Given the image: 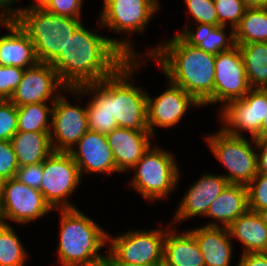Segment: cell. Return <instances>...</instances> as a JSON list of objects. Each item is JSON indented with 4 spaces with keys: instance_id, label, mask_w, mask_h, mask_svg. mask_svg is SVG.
Wrapping results in <instances>:
<instances>
[{
    "instance_id": "cell-1",
    "label": "cell",
    "mask_w": 267,
    "mask_h": 266,
    "mask_svg": "<svg viewBox=\"0 0 267 266\" xmlns=\"http://www.w3.org/2000/svg\"><path fill=\"white\" fill-rule=\"evenodd\" d=\"M125 40L102 37L86 30L82 24L69 37L64 51L50 63L68 88L101 82L112 76L136 53Z\"/></svg>"
},
{
    "instance_id": "cell-2",
    "label": "cell",
    "mask_w": 267,
    "mask_h": 266,
    "mask_svg": "<svg viewBox=\"0 0 267 266\" xmlns=\"http://www.w3.org/2000/svg\"><path fill=\"white\" fill-rule=\"evenodd\" d=\"M149 53L158 60L171 83L201 105L213 103L216 55L190 46L178 34Z\"/></svg>"
},
{
    "instance_id": "cell-3",
    "label": "cell",
    "mask_w": 267,
    "mask_h": 266,
    "mask_svg": "<svg viewBox=\"0 0 267 266\" xmlns=\"http://www.w3.org/2000/svg\"><path fill=\"white\" fill-rule=\"evenodd\" d=\"M14 21L32 40L38 62L50 64L81 25L79 19L48 12L40 5L16 10Z\"/></svg>"
},
{
    "instance_id": "cell-4",
    "label": "cell",
    "mask_w": 267,
    "mask_h": 266,
    "mask_svg": "<svg viewBox=\"0 0 267 266\" xmlns=\"http://www.w3.org/2000/svg\"><path fill=\"white\" fill-rule=\"evenodd\" d=\"M58 255L63 266H78L101 256L108 234L77 208L61 209Z\"/></svg>"
},
{
    "instance_id": "cell-5",
    "label": "cell",
    "mask_w": 267,
    "mask_h": 266,
    "mask_svg": "<svg viewBox=\"0 0 267 266\" xmlns=\"http://www.w3.org/2000/svg\"><path fill=\"white\" fill-rule=\"evenodd\" d=\"M137 60L129 59L108 77V111L119 128L149 131L147 126V93L134 87L128 78ZM127 78V79H126ZM127 80V81H126ZM145 92V93H144Z\"/></svg>"
},
{
    "instance_id": "cell-6",
    "label": "cell",
    "mask_w": 267,
    "mask_h": 266,
    "mask_svg": "<svg viewBox=\"0 0 267 266\" xmlns=\"http://www.w3.org/2000/svg\"><path fill=\"white\" fill-rule=\"evenodd\" d=\"M132 185L151 201L167 196L178 182L179 170L170 153L150 147L137 164Z\"/></svg>"
},
{
    "instance_id": "cell-7",
    "label": "cell",
    "mask_w": 267,
    "mask_h": 266,
    "mask_svg": "<svg viewBox=\"0 0 267 266\" xmlns=\"http://www.w3.org/2000/svg\"><path fill=\"white\" fill-rule=\"evenodd\" d=\"M213 154L229 171L224 176L232 184H249L258 174V157L243 136L227 134L222 129L206 140Z\"/></svg>"
},
{
    "instance_id": "cell-8",
    "label": "cell",
    "mask_w": 267,
    "mask_h": 266,
    "mask_svg": "<svg viewBox=\"0 0 267 266\" xmlns=\"http://www.w3.org/2000/svg\"><path fill=\"white\" fill-rule=\"evenodd\" d=\"M42 168L40 191L45 201L52 209H74L65 198L78 186L82 175L72 156L68 152L53 151L42 162Z\"/></svg>"
},
{
    "instance_id": "cell-9",
    "label": "cell",
    "mask_w": 267,
    "mask_h": 266,
    "mask_svg": "<svg viewBox=\"0 0 267 266\" xmlns=\"http://www.w3.org/2000/svg\"><path fill=\"white\" fill-rule=\"evenodd\" d=\"M162 230L132 231L110 238L109 252L114 262H127L146 266L163 265L164 239Z\"/></svg>"
},
{
    "instance_id": "cell-10",
    "label": "cell",
    "mask_w": 267,
    "mask_h": 266,
    "mask_svg": "<svg viewBox=\"0 0 267 266\" xmlns=\"http://www.w3.org/2000/svg\"><path fill=\"white\" fill-rule=\"evenodd\" d=\"M224 106L220 115L227 124L222 128L224 132L243 136L239 131L247 130L251 138L259 140V131L267 114V89H251L242 99Z\"/></svg>"
},
{
    "instance_id": "cell-11",
    "label": "cell",
    "mask_w": 267,
    "mask_h": 266,
    "mask_svg": "<svg viewBox=\"0 0 267 266\" xmlns=\"http://www.w3.org/2000/svg\"><path fill=\"white\" fill-rule=\"evenodd\" d=\"M51 209L41 191L27 186L15 177L5 180L0 203L3 224H6L4 219L27 223L44 216Z\"/></svg>"
},
{
    "instance_id": "cell-12",
    "label": "cell",
    "mask_w": 267,
    "mask_h": 266,
    "mask_svg": "<svg viewBox=\"0 0 267 266\" xmlns=\"http://www.w3.org/2000/svg\"><path fill=\"white\" fill-rule=\"evenodd\" d=\"M252 88L248 83L239 46L216 55L213 103L242 99Z\"/></svg>"
},
{
    "instance_id": "cell-13",
    "label": "cell",
    "mask_w": 267,
    "mask_h": 266,
    "mask_svg": "<svg viewBox=\"0 0 267 266\" xmlns=\"http://www.w3.org/2000/svg\"><path fill=\"white\" fill-rule=\"evenodd\" d=\"M53 103L50 119L51 146L54 152H68L89 130L87 111L79 106L69 104L70 102H67L64 96L53 97ZM54 136L59 142L58 145L52 143Z\"/></svg>"
},
{
    "instance_id": "cell-14",
    "label": "cell",
    "mask_w": 267,
    "mask_h": 266,
    "mask_svg": "<svg viewBox=\"0 0 267 266\" xmlns=\"http://www.w3.org/2000/svg\"><path fill=\"white\" fill-rule=\"evenodd\" d=\"M158 7L156 0H105L100 23L117 32L143 31Z\"/></svg>"
},
{
    "instance_id": "cell-15",
    "label": "cell",
    "mask_w": 267,
    "mask_h": 266,
    "mask_svg": "<svg viewBox=\"0 0 267 266\" xmlns=\"http://www.w3.org/2000/svg\"><path fill=\"white\" fill-rule=\"evenodd\" d=\"M60 86H62L61 88L65 87L53 66L38 62L24 70L22 80L9 100L16 107L47 102L55 89Z\"/></svg>"
},
{
    "instance_id": "cell-16",
    "label": "cell",
    "mask_w": 267,
    "mask_h": 266,
    "mask_svg": "<svg viewBox=\"0 0 267 266\" xmlns=\"http://www.w3.org/2000/svg\"><path fill=\"white\" fill-rule=\"evenodd\" d=\"M169 89L151 99L147 96V126L153 135V127H172L180 121L189 106L201 104L181 87L171 83Z\"/></svg>"
},
{
    "instance_id": "cell-17",
    "label": "cell",
    "mask_w": 267,
    "mask_h": 266,
    "mask_svg": "<svg viewBox=\"0 0 267 266\" xmlns=\"http://www.w3.org/2000/svg\"><path fill=\"white\" fill-rule=\"evenodd\" d=\"M79 151L72 148L68 153L77 164L80 174L118 171L111 148L105 134L88 130L75 144Z\"/></svg>"
},
{
    "instance_id": "cell-18",
    "label": "cell",
    "mask_w": 267,
    "mask_h": 266,
    "mask_svg": "<svg viewBox=\"0 0 267 266\" xmlns=\"http://www.w3.org/2000/svg\"><path fill=\"white\" fill-rule=\"evenodd\" d=\"M149 131L116 128L106 134L119 172L132 169L151 147Z\"/></svg>"
},
{
    "instance_id": "cell-19",
    "label": "cell",
    "mask_w": 267,
    "mask_h": 266,
    "mask_svg": "<svg viewBox=\"0 0 267 266\" xmlns=\"http://www.w3.org/2000/svg\"><path fill=\"white\" fill-rule=\"evenodd\" d=\"M229 182L222 176L204 175L185 194L184 199L176 212L174 221L196 215H205L212 202L223 192Z\"/></svg>"
},
{
    "instance_id": "cell-20",
    "label": "cell",
    "mask_w": 267,
    "mask_h": 266,
    "mask_svg": "<svg viewBox=\"0 0 267 266\" xmlns=\"http://www.w3.org/2000/svg\"><path fill=\"white\" fill-rule=\"evenodd\" d=\"M204 257L205 266H229L232 254V244L228 228H221L215 222L189 230Z\"/></svg>"
},
{
    "instance_id": "cell-21",
    "label": "cell",
    "mask_w": 267,
    "mask_h": 266,
    "mask_svg": "<svg viewBox=\"0 0 267 266\" xmlns=\"http://www.w3.org/2000/svg\"><path fill=\"white\" fill-rule=\"evenodd\" d=\"M11 34L0 37V65L22 69L38 63L34 43L15 21L3 23Z\"/></svg>"
},
{
    "instance_id": "cell-22",
    "label": "cell",
    "mask_w": 267,
    "mask_h": 266,
    "mask_svg": "<svg viewBox=\"0 0 267 266\" xmlns=\"http://www.w3.org/2000/svg\"><path fill=\"white\" fill-rule=\"evenodd\" d=\"M67 89L78 94L92 91L94 97L86 107L89 130L106 135L118 128L115 118L108 111V78L101 82L88 83L82 87Z\"/></svg>"
},
{
    "instance_id": "cell-23",
    "label": "cell",
    "mask_w": 267,
    "mask_h": 266,
    "mask_svg": "<svg viewBox=\"0 0 267 266\" xmlns=\"http://www.w3.org/2000/svg\"><path fill=\"white\" fill-rule=\"evenodd\" d=\"M164 266H205L204 257L195 237L187 231L184 234L170 232L164 239Z\"/></svg>"
},
{
    "instance_id": "cell-24",
    "label": "cell",
    "mask_w": 267,
    "mask_h": 266,
    "mask_svg": "<svg viewBox=\"0 0 267 266\" xmlns=\"http://www.w3.org/2000/svg\"><path fill=\"white\" fill-rule=\"evenodd\" d=\"M18 167L42 163L52 152L50 132L17 131L10 139Z\"/></svg>"
},
{
    "instance_id": "cell-25",
    "label": "cell",
    "mask_w": 267,
    "mask_h": 266,
    "mask_svg": "<svg viewBox=\"0 0 267 266\" xmlns=\"http://www.w3.org/2000/svg\"><path fill=\"white\" fill-rule=\"evenodd\" d=\"M227 228L231 237L238 238L244 244L243 253L267 252V227L258 212L248 209Z\"/></svg>"
},
{
    "instance_id": "cell-26",
    "label": "cell",
    "mask_w": 267,
    "mask_h": 266,
    "mask_svg": "<svg viewBox=\"0 0 267 266\" xmlns=\"http://www.w3.org/2000/svg\"><path fill=\"white\" fill-rule=\"evenodd\" d=\"M248 210L247 188L243 184L229 183L210 205L206 216L216 218L228 227Z\"/></svg>"
},
{
    "instance_id": "cell-27",
    "label": "cell",
    "mask_w": 267,
    "mask_h": 266,
    "mask_svg": "<svg viewBox=\"0 0 267 266\" xmlns=\"http://www.w3.org/2000/svg\"><path fill=\"white\" fill-rule=\"evenodd\" d=\"M196 33L193 30L185 29L178 35L190 46L197 47L205 52L217 55L235 46L234 30L230 33L228 43L224 34L225 26H214L211 24L199 23Z\"/></svg>"
},
{
    "instance_id": "cell-28",
    "label": "cell",
    "mask_w": 267,
    "mask_h": 266,
    "mask_svg": "<svg viewBox=\"0 0 267 266\" xmlns=\"http://www.w3.org/2000/svg\"><path fill=\"white\" fill-rule=\"evenodd\" d=\"M239 49L250 87L267 89V42L241 44Z\"/></svg>"
},
{
    "instance_id": "cell-29",
    "label": "cell",
    "mask_w": 267,
    "mask_h": 266,
    "mask_svg": "<svg viewBox=\"0 0 267 266\" xmlns=\"http://www.w3.org/2000/svg\"><path fill=\"white\" fill-rule=\"evenodd\" d=\"M235 45L267 42V8L246 9L234 29Z\"/></svg>"
},
{
    "instance_id": "cell-30",
    "label": "cell",
    "mask_w": 267,
    "mask_h": 266,
    "mask_svg": "<svg viewBox=\"0 0 267 266\" xmlns=\"http://www.w3.org/2000/svg\"><path fill=\"white\" fill-rule=\"evenodd\" d=\"M52 110L45 102L17 107L18 131L50 132Z\"/></svg>"
},
{
    "instance_id": "cell-31",
    "label": "cell",
    "mask_w": 267,
    "mask_h": 266,
    "mask_svg": "<svg viewBox=\"0 0 267 266\" xmlns=\"http://www.w3.org/2000/svg\"><path fill=\"white\" fill-rule=\"evenodd\" d=\"M26 253L9 224L0 226V266H23Z\"/></svg>"
},
{
    "instance_id": "cell-32",
    "label": "cell",
    "mask_w": 267,
    "mask_h": 266,
    "mask_svg": "<svg viewBox=\"0 0 267 266\" xmlns=\"http://www.w3.org/2000/svg\"><path fill=\"white\" fill-rule=\"evenodd\" d=\"M218 15V23L226 26V20L231 21L232 30L240 23L246 7L242 0H214Z\"/></svg>"
},
{
    "instance_id": "cell-33",
    "label": "cell",
    "mask_w": 267,
    "mask_h": 266,
    "mask_svg": "<svg viewBox=\"0 0 267 266\" xmlns=\"http://www.w3.org/2000/svg\"><path fill=\"white\" fill-rule=\"evenodd\" d=\"M248 209L254 212L267 208V176L257 174L252 181L246 185Z\"/></svg>"
},
{
    "instance_id": "cell-34",
    "label": "cell",
    "mask_w": 267,
    "mask_h": 266,
    "mask_svg": "<svg viewBox=\"0 0 267 266\" xmlns=\"http://www.w3.org/2000/svg\"><path fill=\"white\" fill-rule=\"evenodd\" d=\"M17 131V107L10 100H0V140H10Z\"/></svg>"
},
{
    "instance_id": "cell-35",
    "label": "cell",
    "mask_w": 267,
    "mask_h": 266,
    "mask_svg": "<svg viewBox=\"0 0 267 266\" xmlns=\"http://www.w3.org/2000/svg\"><path fill=\"white\" fill-rule=\"evenodd\" d=\"M196 22L219 26L214 0H185Z\"/></svg>"
},
{
    "instance_id": "cell-36",
    "label": "cell",
    "mask_w": 267,
    "mask_h": 266,
    "mask_svg": "<svg viewBox=\"0 0 267 266\" xmlns=\"http://www.w3.org/2000/svg\"><path fill=\"white\" fill-rule=\"evenodd\" d=\"M24 70L20 67L0 65V100H9L22 80Z\"/></svg>"
},
{
    "instance_id": "cell-37",
    "label": "cell",
    "mask_w": 267,
    "mask_h": 266,
    "mask_svg": "<svg viewBox=\"0 0 267 266\" xmlns=\"http://www.w3.org/2000/svg\"><path fill=\"white\" fill-rule=\"evenodd\" d=\"M18 162L10 140H0V177L4 180L14 178Z\"/></svg>"
},
{
    "instance_id": "cell-38",
    "label": "cell",
    "mask_w": 267,
    "mask_h": 266,
    "mask_svg": "<svg viewBox=\"0 0 267 266\" xmlns=\"http://www.w3.org/2000/svg\"><path fill=\"white\" fill-rule=\"evenodd\" d=\"M82 1L83 0H45L40 6L53 14L80 19Z\"/></svg>"
},
{
    "instance_id": "cell-39",
    "label": "cell",
    "mask_w": 267,
    "mask_h": 266,
    "mask_svg": "<svg viewBox=\"0 0 267 266\" xmlns=\"http://www.w3.org/2000/svg\"><path fill=\"white\" fill-rule=\"evenodd\" d=\"M43 177L42 163L19 167L15 176L20 182L40 191Z\"/></svg>"
},
{
    "instance_id": "cell-40",
    "label": "cell",
    "mask_w": 267,
    "mask_h": 266,
    "mask_svg": "<svg viewBox=\"0 0 267 266\" xmlns=\"http://www.w3.org/2000/svg\"><path fill=\"white\" fill-rule=\"evenodd\" d=\"M237 266H267V252L243 253Z\"/></svg>"
},
{
    "instance_id": "cell-41",
    "label": "cell",
    "mask_w": 267,
    "mask_h": 266,
    "mask_svg": "<svg viewBox=\"0 0 267 266\" xmlns=\"http://www.w3.org/2000/svg\"><path fill=\"white\" fill-rule=\"evenodd\" d=\"M253 142L256 144L257 148L262 149L261 154H257L258 157V174H263L267 176V139L256 140L254 138Z\"/></svg>"
},
{
    "instance_id": "cell-42",
    "label": "cell",
    "mask_w": 267,
    "mask_h": 266,
    "mask_svg": "<svg viewBox=\"0 0 267 266\" xmlns=\"http://www.w3.org/2000/svg\"><path fill=\"white\" fill-rule=\"evenodd\" d=\"M15 0H0V8H5L3 13L0 14V23H5V22H10V21H14L15 18V14H16V10H11L10 9V5L12 4V2L14 3ZM9 7V8H8ZM10 10L6 12L7 9ZM9 12V13H8ZM11 13V14H10ZM6 14V15H5Z\"/></svg>"
},
{
    "instance_id": "cell-43",
    "label": "cell",
    "mask_w": 267,
    "mask_h": 266,
    "mask_svg": "<svg viewBox=\"0 0 267 266\" xmlns=\"http://www.w3.org/2000/svg\"><path fill=\"white\" fill-rule=\"evenodd\" d=\"M78 266H115L112 254L109 252V255L99 256L97 258L88 260L87 262L80 264Z\"/></svg>"
},
{
    "instance_id": "cell-44",
    "label": "cell",
    "mask_w": 267,
    "mask_h": 266,
    "mask_svg": "<svg viewBox=\"0 0 267 266\" xmlns=\"http://www.w3.org/2000/svg\"><path fill=\"white\" fill-rule=\"evenodd\" d=\"M247 9L267 8V0H242Z\"/></svg>"
},
{
    "instance_id": "cell-45",
    "label": "cell",
    "mask_w": 267,
    "mask_h": 266,
    "mask_svg": "<svg viewBox=\"0 0 267 266\" xmlns=\"http://www.w3.org/2000/svg\"><path fill=\"white\" fill-rule=\"evenodd\" d=\"M259 139H267V114L259 131Z\"/></svg>"
},
{
    "instance_id": "cell-46",
    "label": "cell",
    "mask_w": 267,
    "mask_h": 266,
    "mask_svg": "<svg viewBox=\"0 0 267 266\" xmlns=\"http://www.w3.org/2000/svg\"><path fill=\"white\" fill-rule=\"evenodd\" d=\"M258 214L260 215L264 225L267 227V208L261 211H258Z\"/></svg>"
},
{
    "instance_id": "cell-47",
    "label": "cell",
    "mask_w": 267,
    "mask_h": 266,
    "mask_svg": "<svg viewBox=\"0 0 267 266\" xmlns=\"http://www.w3.org/2000/svg\"><path fill=\"white\" fill-rule=\"evenodd\" d=\"M114 265L115 266H146V265L127 263V262H114Z\"/></svg>"
},
{
    "instance_id": "cell-48",
    "label": "cell",
    "mask_w": 267,
    "mask_h": 266,
    "mask_svg": "<svg viewBox=\"0 0 267 266\" xmlns=\"http://www.w3.org/2000/svg\"><path fill=\"white\" fill-rule=\"evenodd\" d=\"M4 182H5V180L0 177V203H1V200L3 198Z\"/></svg>"
},
{
    "instance_id": "cell-49",
    "label": "cell",
    "mask_w": 267,
    "mask_h": 266,
    "mask_svg": "<svg viewBox=\"0 0 267 266\" xmlns=\"http://www.w3.org/2000/svg\"><path fill=\"white\" fill-rule=\"evenodd\" d=\"M45 0H36V4L35 5H41Z\"/></svg>"
},
{
    "instance_id": "cell-50",
    "label": "cell",
    "mask_w": 267,
    "mask_h": 266,
    "mask_svg": "<svg viewBox=\"0 0 267 266\" xmlns=\"http://www.w3.org/2000/svg\"><path fill=\"white\" fill-rule=\"evenodd\" d=\"M3 224L2 217H1V212H0V226Z\"/></svg>"
}]
</instances>
